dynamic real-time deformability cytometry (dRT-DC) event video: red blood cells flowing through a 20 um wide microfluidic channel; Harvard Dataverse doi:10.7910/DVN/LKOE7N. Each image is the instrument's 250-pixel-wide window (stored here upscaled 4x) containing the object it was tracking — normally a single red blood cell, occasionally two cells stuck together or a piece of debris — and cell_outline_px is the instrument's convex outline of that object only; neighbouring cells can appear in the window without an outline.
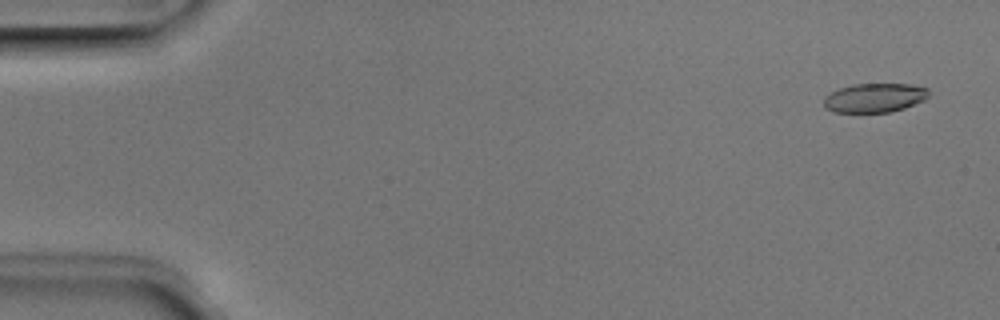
{"species": "Egyptian fruit bat (a non-hibernating species)", "species_latin": "Rousettus aegyptiacus", "temperature_condition": "room temperature", "stored_images_in_passage": 4, "camera_frame_rate_fps": 3000, "um_per_image_px": 0.085, "animal": {"sex": "male"}, "frame": {"image": 1, "passage_image": 1, "time_ms": 0.0, "image_size_px": [1000, 320], "cell_outline_px": [[928, 96], [924, 100], [904, 108], [892, 112], [832, 112], [824, 108], [824, 96], [840, 88], [852, 84], [908, 84], [928, 88]], "centroid_in_image_um": [74.32, 8.32], "position_along_channel_um": 10.7, "area_um2": 17.8}}
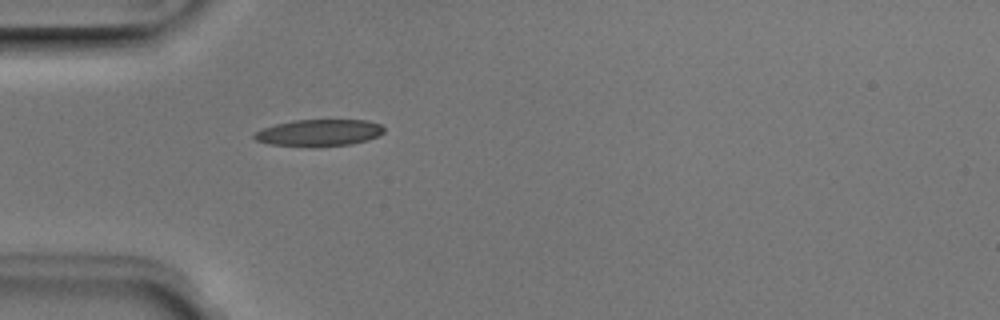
{"frame": {"image": 2, "passage_image": 4, "time_ms": 1.0, "image_size_px": [1000, 320], "cell_outline_px": [[384, 132], [380, 136], [368, 140], [352, 144], [312, 148], [268, 144], [256, 140], [252, 136], [256, 132], [264, 128], [276, 124], [292, 120], [368, 120], [380, 124], [384, 128]], "centroid_in_image_um": [27.14, 11.3], "position_along_channel_um": 57.9, "area_um2": 20.63}}